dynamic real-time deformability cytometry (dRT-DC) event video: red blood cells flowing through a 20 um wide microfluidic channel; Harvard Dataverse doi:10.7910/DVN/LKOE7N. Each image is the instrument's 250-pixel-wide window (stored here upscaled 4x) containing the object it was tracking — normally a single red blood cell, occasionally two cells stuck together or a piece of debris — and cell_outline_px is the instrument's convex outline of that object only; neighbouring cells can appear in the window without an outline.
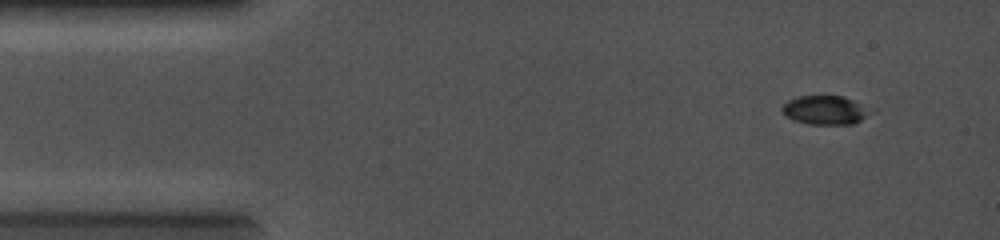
{"species": "common noctule bat (a hibernating species)", "species_latin": "Nyctalus noctula", "temperature_condition": "cold", "stored_images_in_passage": 5, "camera_frame_rate_fps": 5000, "um_per_image_px": 0.085, "animal": {"sex": "female", "body_mass_g": 19.0, "forearm_length_mm": 56.7}, "frame": {"image": 1, "passage_image": 2, "time_ms": 1.0, "image_size_px": [1000, 240], "cell_outline_px": [[876, 112], [852, 124], [808, 124], [792, 120], [784, 116], [780, 108], [788, 100], [800, 96], [844, 96], [876, 108]], "centroid_in_image_um": [70.22, 9.35], "position_along_channel_um": 14.8, "area_um2": 15.43}}
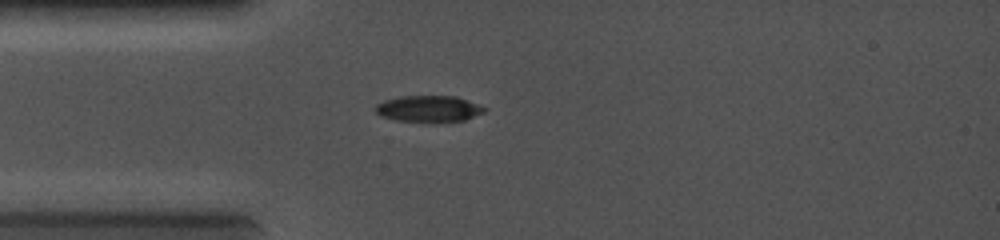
{"frame": {"image": 2, "passage_image": 5, "time_ms": 3.4, "image_size_px": [1000, 240], "cell_outline_px": [[488, 108], [484, 112], [464, 120], [396, 120], [380, 116], [376, 112], [376, 104], [384, 100], [400, 96], [456, 96]], "centroid_in_image_um": [36.42, 9.21], "position_along_channel_um": 48.6, "area_um2": 16.18}}